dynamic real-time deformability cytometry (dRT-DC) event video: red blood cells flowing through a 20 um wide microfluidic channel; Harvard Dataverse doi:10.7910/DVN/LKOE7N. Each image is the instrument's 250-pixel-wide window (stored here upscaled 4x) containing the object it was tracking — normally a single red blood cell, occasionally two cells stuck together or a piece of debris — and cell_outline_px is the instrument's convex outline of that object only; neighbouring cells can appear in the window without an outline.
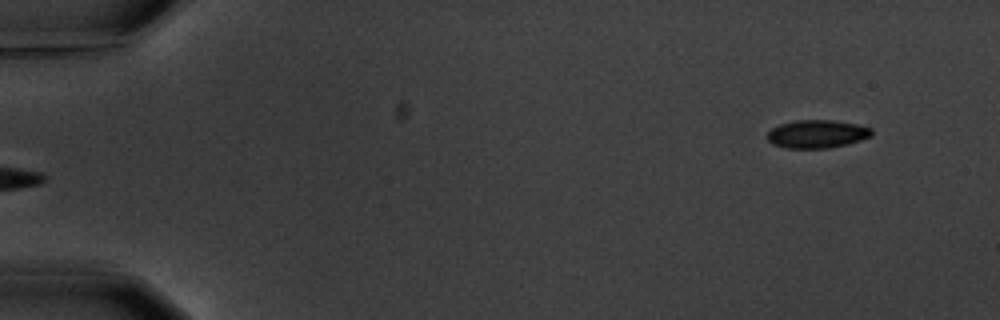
{"species": "common noctule bat (a hibernating species)", "species_latin": "Nyctalus noctula", "temperature_condition": "warm", "stored_images_in_passage": 5, "segment_of_instrument_passage": [2, 2], "camera_frame_rate_fps": 3000, "um_per_image_px": 0.085, "animal": {"sex": "male", "body_mass_g": 20.1, "forearm_length_mm": 53.5}, "frame": {"image": 1, "passage_image": 5, "time_ms": 5.667, "image_size_px": [1000, 320], "cell_outline_px": [[872, 136], [848, 144], [828, 148], [784, 148], [772, 144], [768, 140], [768, 132], [772, 128], [780, 124], [796, 120], [832, 120], [856, 124], [872, 128]], "centroid_in_image_um": [69.45, 11.39], "position_along_channel_um": 15.6, "area_um2": 17.11}}